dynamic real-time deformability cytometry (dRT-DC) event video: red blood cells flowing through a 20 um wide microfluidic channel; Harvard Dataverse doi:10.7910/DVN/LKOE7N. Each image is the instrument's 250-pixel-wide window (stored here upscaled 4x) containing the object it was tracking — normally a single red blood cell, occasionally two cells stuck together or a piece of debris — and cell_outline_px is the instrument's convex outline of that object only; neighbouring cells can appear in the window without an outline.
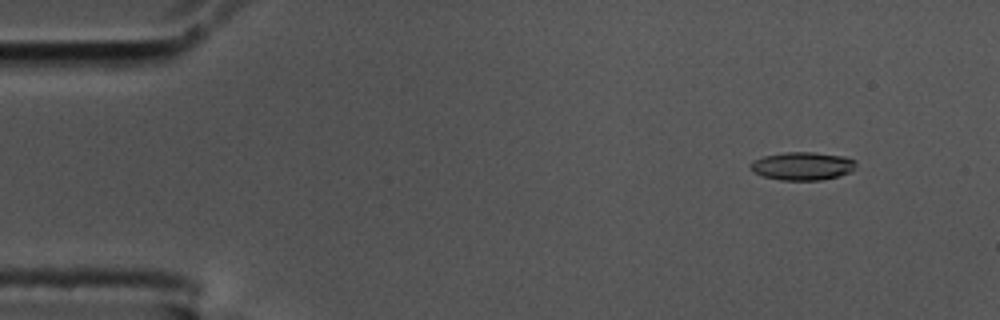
{"species": "common noctule bat (a hibernating species)", "species_latin": "Nyctalus noctula", "temperature_condition": "cold", "stored_images_in_passage": 56, "camera_frame_rate_fps": 3000, "um_per_image_px": 0.085, "animal": {"sex": "male", "body_mass_g": 17.5, "forearm_length_mm": 52.3}, "frame": {"image": 1, "passage_image": 6, "time_ms": 1.667, "image_size_px": [1000, 320], "cell_outline_px": [[856, 168], [852, 172], [840, 176], [820, 180], [780, 180], [764, 176], [752, 172], [748, 164], [752, 160], [764, 156], [784, 152], [812, 152], [844, 156], [856, 160]], "centroid_in_image_um": [68.21, 14.11], "position_along_channel_um": 16.8, "area_um2": 17.57}}
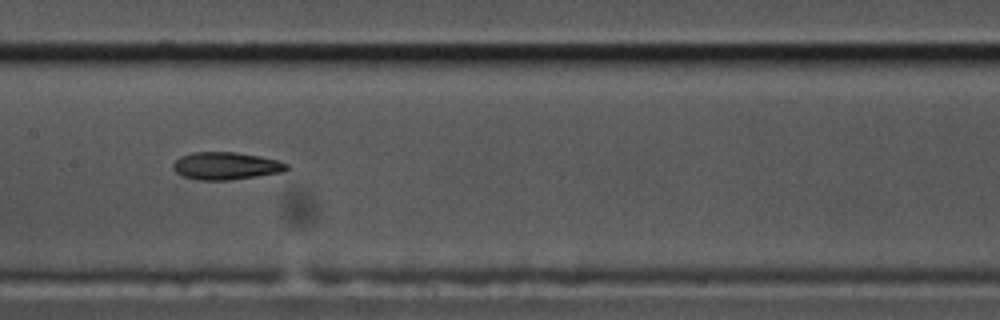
{"frame": {"image": 2, "passage_image": 28, "time_ms": 9.0, "image_size_px": [1000, 320], "cell_outline_px": [[288, 168], [284, 172], [228, 180], [196, 180], [180, 176], [172, 168], [172, 164], [180, 156], [192, 152], [236, 152], [260, 156], [280, 160], [288, 164]], "centroid_in_image_um": [19.18, 14.1], "position_along_channel_um": 188.2, "area_um2": 18.44}}
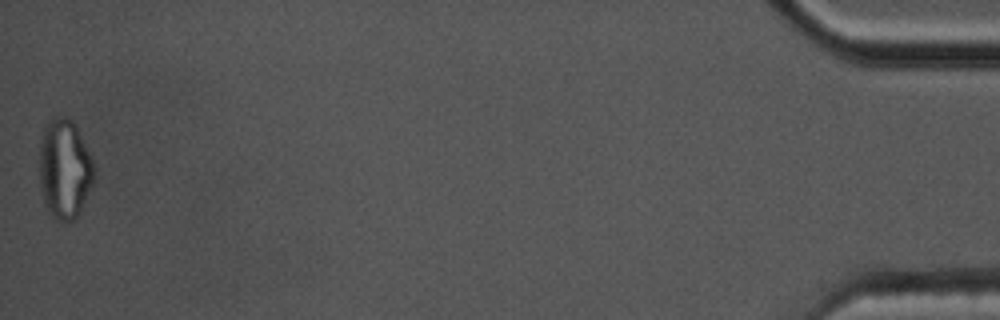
{"frame": {"image": 3, "passage_image": 56, "time_ms": 18.333, "image_size_px": [1000, 320], "cell_outline_px": [[92, 184], [80, 212], [72, 220], [56, 220], [48, 212], [44, 204], [40, 184], [40, 140], [44, 128], [48, 120], [52, 116], [64, 116], [72, 120], [92, 160]], "centroid_in_image_um": [5.44, 14.36], "position_along_channel_um": 429.8, "area_um2": 31.21}, "authors_computed_cell_mechanics": {"area_um2": 18.3804, "velocity_mm_per_s": 3.625, "shape_relaxation_time_tau1_ms": null, "shape_relaxation_time_tau2_ms": 3.7608, "deformation_change_tau1": null, "deformation_change_tau2": 0.1098}}